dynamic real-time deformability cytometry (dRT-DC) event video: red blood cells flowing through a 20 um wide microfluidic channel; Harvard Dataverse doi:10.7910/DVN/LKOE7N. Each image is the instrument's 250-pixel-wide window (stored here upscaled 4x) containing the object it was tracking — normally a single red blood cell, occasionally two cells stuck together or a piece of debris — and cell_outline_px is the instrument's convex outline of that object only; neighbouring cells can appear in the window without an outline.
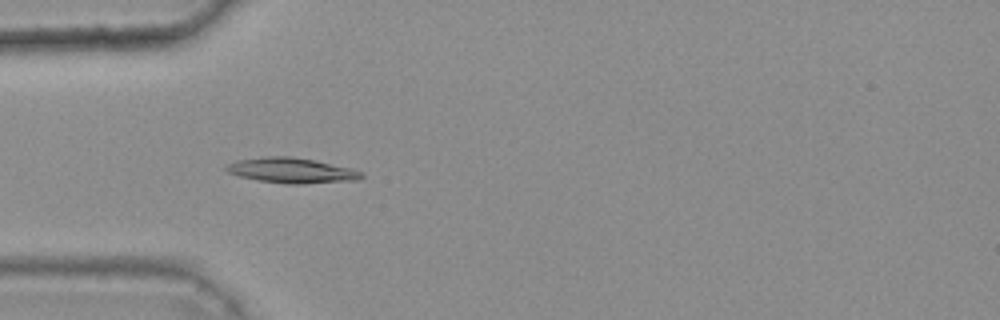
{"species": "common noctule bat (a hibernating species)", "species_latin": "Nyctalus noctula", "temperature_condition": "warm", "stored_images_in_passage": 35, "camera_frame_rate_fps": 3000, "um_per_image_px": 0.085, "animal": {"sex": "female", "body_mass_g": 25.1}, "frame": {"image": 1, "passage_image": 6, "time_ms": 1.667, "image_size_px": [1000, 320], "cell_outline_px": [[364, 176], [360, 180], [300, 184], [288, 184], [256, 180], [240, 176], [228, 172], [224, 168], [228, 164], [236, 160], [268, 156], [288, 156], [316, 160], [352, 168], [360, 172]], "centroid_in_image_um": [24.8, 14.49], "position_along_channel_um": 60.2, "area_um2": 19.94}}
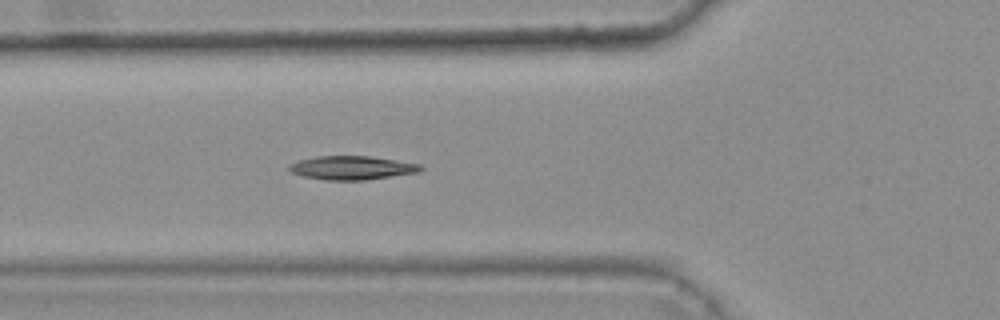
{"frame": {"image": 2, "passage_image": 9, "time_ms": 2.667, "image_size_px": [1000, 320], "cell_outline_px": [[424, 168], [420, 172], [364, 180], [324, 180], [304, 176], [292, 172], [288, 168], [288, 164], [296, 160], [316, 156], [368, 156], [420, 164]], "centroid_in_image_um": [29.88, 14.26], "position_along_channel_um": 95.9, "area_um2": 18.15}}
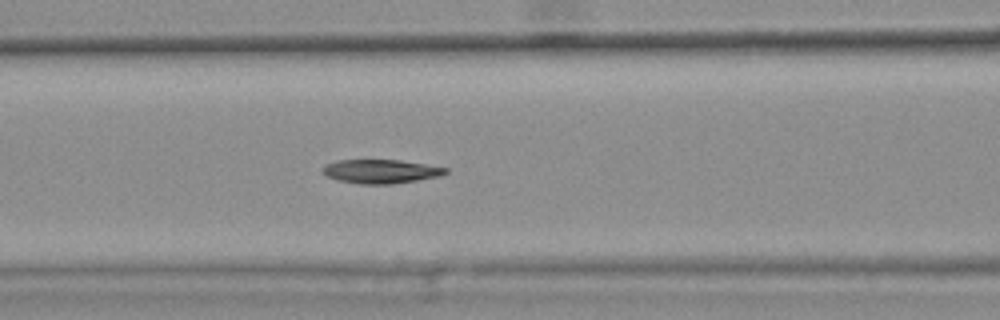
{"frame": {"image": 3, "passage_image": 12, "time_ms": 3.667, "image_size_px": [1000, 320], "cell_outline_px": [[448, 172], [440, 176], [392, 184], [360, 184], [336, 180], [320, 172], [320, 168], [324, 164], [336, 160], [400, 160], [448, 168]], "centroid_in_image_um": [32.3, 14.56], "position_along_channel_um": 134.3, "area_um2": 17.22}, "authors_computed_cell_mechanics": {"area_um2": 17.34, "velocity_mm_per_s": 3.8014, "shape_relaxation_time_tau1_ms": 9.8664, "shape_relaxation_time_tau2_ms": null, "deformation_change_tau1": 0.2503, "deformation_change_tau2": null}}